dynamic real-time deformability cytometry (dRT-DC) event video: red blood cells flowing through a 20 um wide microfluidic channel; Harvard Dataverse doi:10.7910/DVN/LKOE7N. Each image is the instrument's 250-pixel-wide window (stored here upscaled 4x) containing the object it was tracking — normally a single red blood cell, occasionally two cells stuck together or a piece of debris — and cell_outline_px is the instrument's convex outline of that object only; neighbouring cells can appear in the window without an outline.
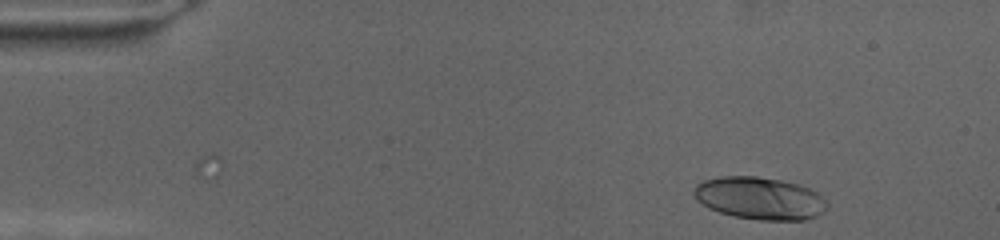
{"species": "human", "species_latin": "Homo sapiens", "temperature_condition": "cold", "stored_images_in_passage": 54, "camera_frame_rate_fps": 3000, "um_per_image_px": 0.085, "donor": {"sex": "female"}, "frame": {"image": 1, "passage_image": 3, "time_ms": 0.667, "image_size_px": [1000, 240], "cell_outline_px": [[828, 208], [824, 212], [816, 216], [804, 220], [760, 220], [732, 216], [708, 208], [696, 200], [692, 192], [696, 184], [704, 180], [720, 176], [756, 176], [780, 180], [800, 184], [816, 192], [828, 200]], "centroid_in_image_um": [64.58, 16.85], "position_along_channel_um": 20.4, "area_um2": 33.29}}
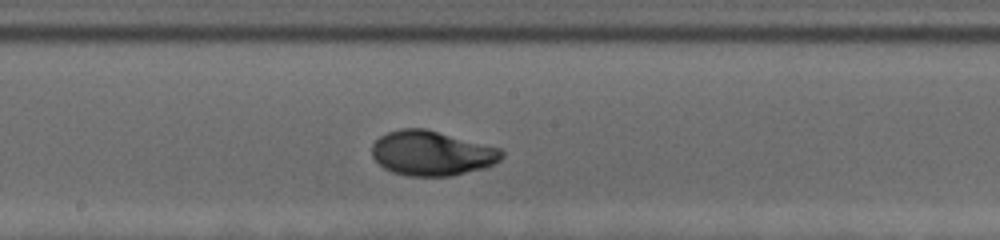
{"frame": {"image": 2, "passage_image": 33, "time_ms": 10.667, "image_size_px": [1000, 240], "cell_outline_px": [[504, 156], [500, 160], [488, 168], [452, 176], [408, 176], [392, 172], [384, 168], [372, 156], [372, 144], [380, 136], [388, 132], [400, 128], [424, 128], [500, 148], [504, 152]], "centroid_in_image_um": [36.72, 13.03], "position_along_channel_um": 211.5, "area_um2": 34.04}}
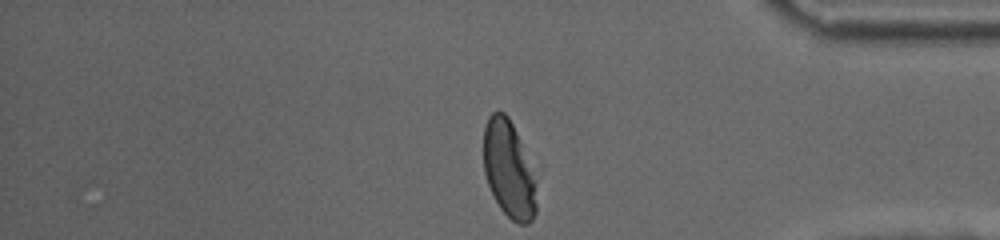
{"frame": {"image": 3, "passage_image": 54, "time_ms": 17.667, "image_size_px": [1000, 240], "cell_outline_px": [[544, 164], [536, 212], [532, 220], [528, 224], [516, 224], [500, 208], [488, 184], [484, 172], [484, 124], [488, 116], [492, 112], [504, 112], [508, 116]], "centroid_in_image_um": [43.48, 14.33], "position_along_channel_um": 391.7, "area_um2": 33.87}}